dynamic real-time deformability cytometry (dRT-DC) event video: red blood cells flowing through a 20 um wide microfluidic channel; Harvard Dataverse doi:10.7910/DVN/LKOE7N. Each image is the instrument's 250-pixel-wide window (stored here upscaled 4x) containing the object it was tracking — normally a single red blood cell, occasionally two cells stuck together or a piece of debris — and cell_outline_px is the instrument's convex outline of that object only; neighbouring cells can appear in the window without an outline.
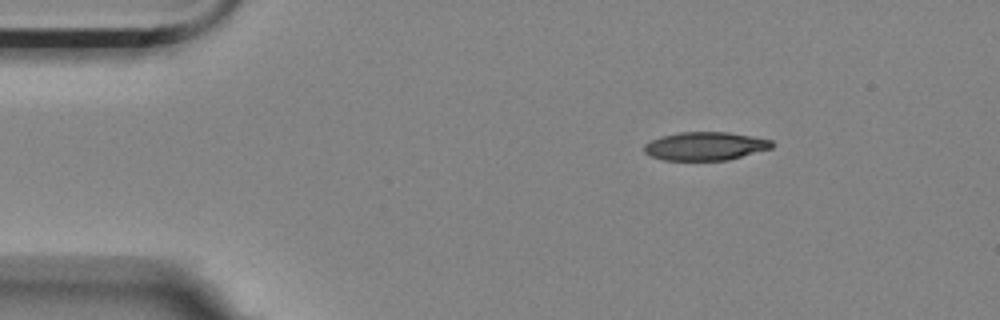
{"species": "Egyptian fruit bat (a non-hibernating species)", "species_latin": "Rousettus aegyptiacus", "temperature_condition": "room temperature", "stored_images_in_passage": 4, "camera_frame_rate_fps": 3000, "um_per_image_px": 0.085, "animal": {"sex": "female"}, "frame": {"image": 1, "passage_image": 1, "time_ms": 0.0, "image_size_px": [1000, 320], "cell_outline_px": [[772, 148], [728, 160], [664, 160], [652, 156], [644, 152], [644, 144], [660, 136], [680, 132], [728, 132], [752, 136], [772, 140]], "centroid_in_image_um": [59.94, 12.42], "position_along_channel_um": 25.1, "area_um2": 21.04}}